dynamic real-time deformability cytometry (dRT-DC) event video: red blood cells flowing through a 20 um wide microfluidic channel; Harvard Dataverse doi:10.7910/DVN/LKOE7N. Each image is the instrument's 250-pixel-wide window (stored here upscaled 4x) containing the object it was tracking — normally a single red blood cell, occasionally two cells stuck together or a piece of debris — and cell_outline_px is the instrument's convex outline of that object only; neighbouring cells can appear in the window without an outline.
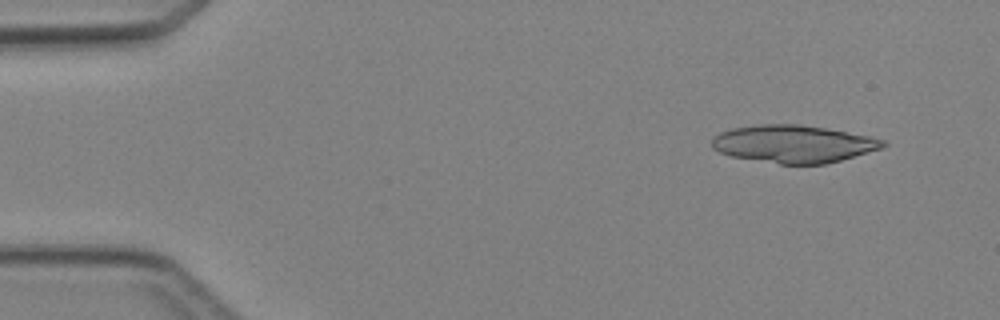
{"species": "Egyptian fruit bat (a non-hibernating species)", "species_latin": "Rousettus aegyptiacus", "temperature_condition": "cold", "stored_images_in_passage": 4, "camera_frame_rate_fps": 3000, "um_per_image_px": 0.085, "animal": {"sex": "female"}, "frame": {"image": 1, "passage_image": 2, "time_ms": 1.0, "image_size_px": [1000, 320], "cell_outline_px": [[888, 144], [884, 148], [840, 160], [824, 164], [780, 164], [732, 156], [720, 152], [712, 148], [712, 136], [720, 132], [732, 128], [760, 124], [800, 124], [872, 136], [884, 140]], "centroid_in_image_um": [67.46, 12.22], "position_along_channel_um": 17.5, "area_um2": 37.51}}